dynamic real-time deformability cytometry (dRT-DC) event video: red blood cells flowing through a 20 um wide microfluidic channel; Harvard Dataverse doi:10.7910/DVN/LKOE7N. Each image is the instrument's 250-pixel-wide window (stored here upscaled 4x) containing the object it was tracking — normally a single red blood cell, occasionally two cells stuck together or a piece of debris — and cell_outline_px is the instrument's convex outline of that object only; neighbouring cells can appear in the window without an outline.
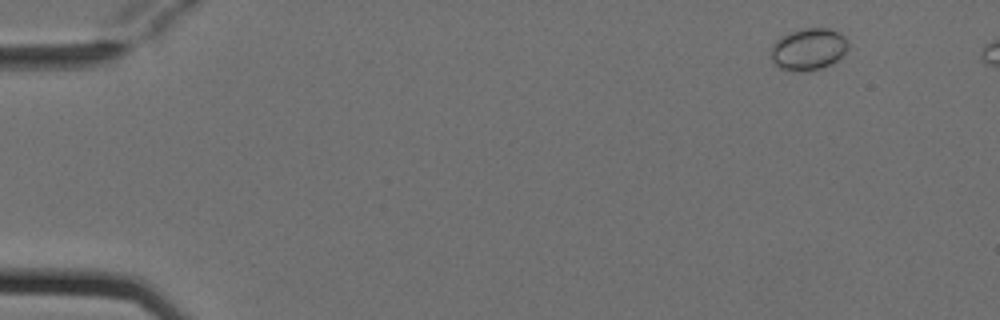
{"species": "Egyptian fruit bat (a non-hibernating species)", "species_latin": "Rousettus aegyptiacus", "temperature_condition": "cold", "stored_images_in_passage": 6, "camera_frame_rate_fps": 3000, "um_per_image_px": 0.085, "animal": {"sex": "female"}, "frame": {"image": 1, "passage_image": 2, "time_ms": 0.333, "image_size_px": [1000, 320], "cell_outline_px": [[848, 48], [832, 64], [808, 72], [792, 72], [780, 68], [772, 60], [772, 44], [780, 36], [788, 32], [804, 28], [828, 28], [840, 32], [848, 40]], "centroid_in_image_um": [68.71, 4.18], "position_along_channel_um": 16.3, "area_um2": 19.07}}
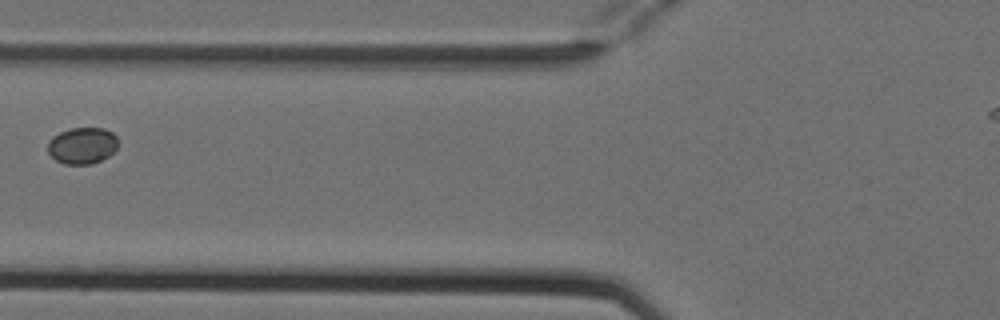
{"frame": {"image": 2, "passage_image": 6, "time_ms": 1.667, "image_size_px": [1000, 320], "cell_outline_px": [[116, 148], [108, 156], [92, 164], [64, 164], [56, 160], [48, 152], [48, 140], [52, 136], [68, 128], [104, 128], [112, 132], [116, 136]], "centroid_in_image_um": [6.96, 12.36], "position_along_channel_um": 118.8, "area_um2": 14.91}}